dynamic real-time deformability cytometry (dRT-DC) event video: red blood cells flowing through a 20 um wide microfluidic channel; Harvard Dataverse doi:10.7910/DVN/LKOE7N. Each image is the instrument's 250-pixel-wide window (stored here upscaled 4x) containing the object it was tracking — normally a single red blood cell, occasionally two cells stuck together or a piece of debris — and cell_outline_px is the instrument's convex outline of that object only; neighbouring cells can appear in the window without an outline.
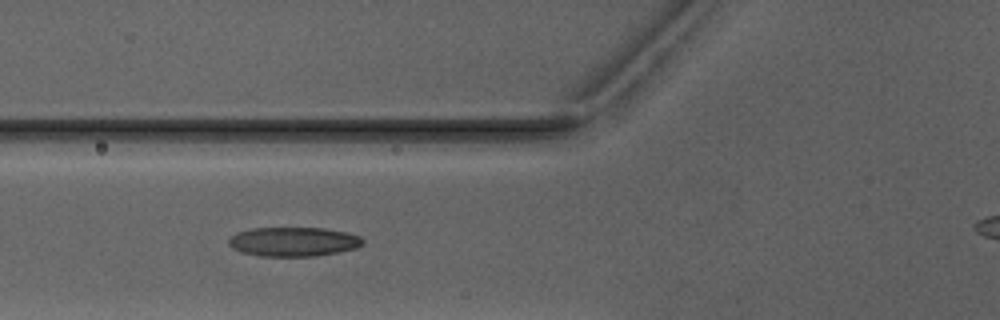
{"species": "Egyptian fruit bat (a non-hibernating species)", "species_latin": "Rousettus aegyptiacus", "temperature_condition": "warm", "stored_images_in_passage": 5, "camera_frame_rate_fps": 3000, "um_per_image_px": 0.085, "animal": {"sex": "male"}, "frame": {"image": 1, "passage_image": 5, "time_ms": 4.667, "image_size_px": [1000, 320], "cell_outline_px": [[364, 244], [356, 248], [340, 252], [316, 256], [260, 256], [244, 252], [232, 248], [228, 244], [228, 240], [236, 232], [252, 228], [324, 228], [348, 232], [360, 236], [364, 240]], "centroid_in_image_um": [24.98, 20.54], "position_along_channel_um": 100.8, "area_um2": 23.0}}